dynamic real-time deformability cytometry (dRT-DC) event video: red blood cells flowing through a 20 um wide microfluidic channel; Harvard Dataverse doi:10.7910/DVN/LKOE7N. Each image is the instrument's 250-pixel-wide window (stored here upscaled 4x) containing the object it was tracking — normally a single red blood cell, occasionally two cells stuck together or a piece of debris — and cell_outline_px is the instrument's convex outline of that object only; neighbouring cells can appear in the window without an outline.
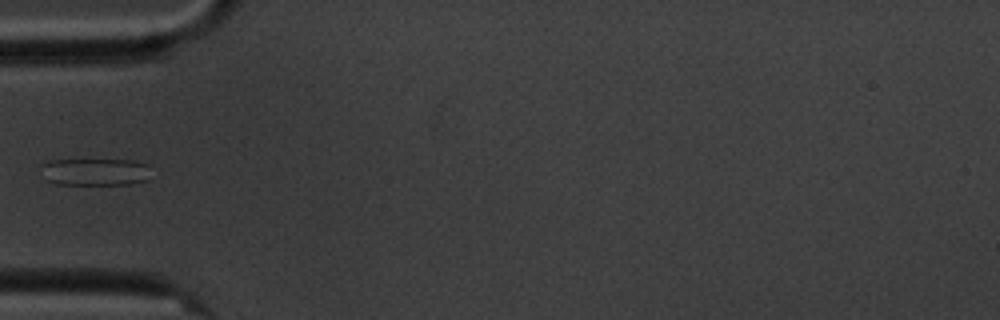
{"species": "common noctule bat (a hibernating species)", "species_latin": "Nyctalus noctula", "temperature_condition": "cold", "stored_images_in_passage": 15, "camera_frame_rate_fps": 3000, "um_per_image_px": 0.085, "animal": {"sex": "male", "body_mass_g": 20.1, "forearm_length_mm": 53.5}, "frame": {"image": 1, "passage_image": 5, "time_ms": 5.667, "image_size_px": [1000, 320], "cell_outline_px": [[156, 176], [148, 180], [132, 184], [56, 184], [48, 180], [40, 164], [48, 160], [136, 160], [148, 164]], "centroid_in_image_um": [8.24, 14.6], "position_along_channel_um": 76.8, "area_um2": 17.86}}
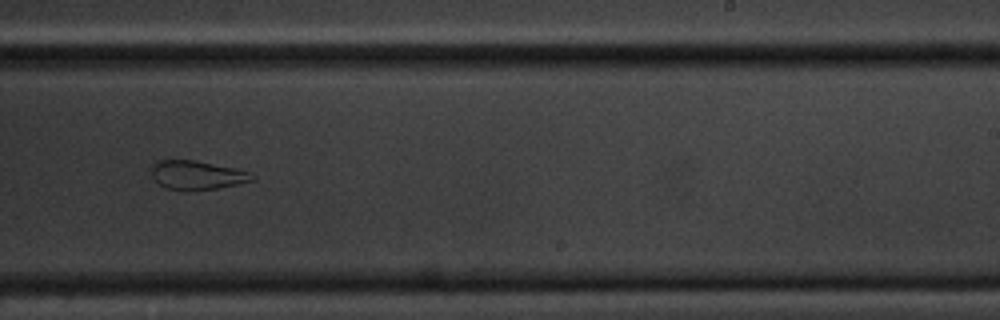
{"frame": {"image": 2, "passage_image": 10, "time_ms": 11.333, "image_size_px": [1000, 320], "cell_outline_px": [[256, 180], [216, 188], [184, 192], [164, 188], [152, 176], [148, 168], [156, 160], [192, 160], [236, 168], [248, 172], [256, 176]], "centroid_in_image_um": [16.69, 14.89], "position_along_channel_um": 272.3, "area_um2": 17.28}}
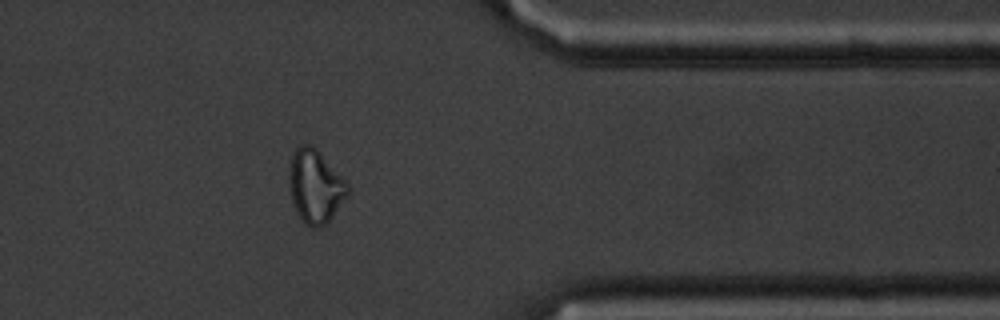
{"frame": {"image": 3, "passage_image": 13, "time_ms": 15.0, "image_size_px": [1000, 320], "cell_outline_px": [[352, 188], [332, 216], [320, 228], [312, 228], [304, 224], [296, 212], [292, 200], [288, 180], [288, 172], [292, 156], [296, 148], [300, 144], [312, 144], [316, 148]], "centroid_in_image_um": [26.78, 15.84], "position_along_channel_um": 384.6, "area_um2": 24.97}, "authors_computed_cell_mechanics": {"area_um2": 23.698, "velocity_mm_per_s": 3.4331, "shape_relaxation_time_tau1_ms": null, "shape_relaxation_time_tau2_ms": 2.5552, "deformation_change_tau1": null, "deformation_change_tau2": 0.1085}}